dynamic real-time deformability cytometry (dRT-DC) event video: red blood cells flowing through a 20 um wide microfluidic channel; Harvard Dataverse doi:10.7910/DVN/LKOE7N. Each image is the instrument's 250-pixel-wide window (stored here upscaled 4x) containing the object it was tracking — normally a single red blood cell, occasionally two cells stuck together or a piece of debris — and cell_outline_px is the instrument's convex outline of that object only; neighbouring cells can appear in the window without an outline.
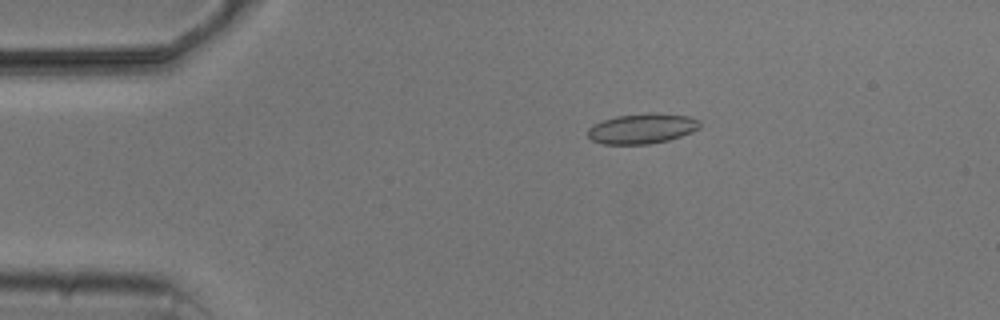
{"species": "common noctule bat (a hibernating species)", "species_latin": "Nyctalus noctula", "temperature_condition": "cold", "stored_images_in_passage": 6, "camera_frame_rate_fps": 3000, "um_per_image_px": 0.085, "animal": {"sex": "male", "body_mass_g": 20.5, "forearm_length_mm": 52.5}, "frame": {"image": 1, "passage_image": 3, "time_ms": 2.333, "image_size_px": [1000, 320], "cell_outline_px": [[700, 128], [692, 132], [668, 140], [648, 144], [604, 144], [592, 140], [588, 136], [588, 128], [592, 124], [616, 116], [648, 112], [652, 112], [688, 116], [700, 120]], "centroid_in_image_um": [54.58, 10.92], "position_along_channel_um": 30.4, "area_um2": 19.77}}
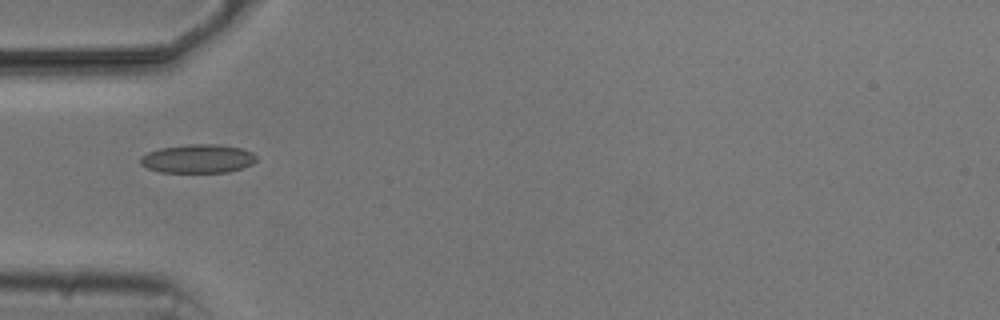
{"frame": {"image": 2, "passage_image": 5, "time_ms": 4.667, "image_size_px": [1000, 320], "cell_outline_px": [[256, 160], [252, 164], [244, 168], [228, 172], [160, 172], [148, 168], [140, 164], [140, 156], [148, 152], [160, 148], [188, 144], [220, 144], [240, 148], [252, 152], [256, 156]], "centroid_in_image_um": [16.82, 13.48], "position_along_channel_um": 68.2, "area_um2": 19.48}}
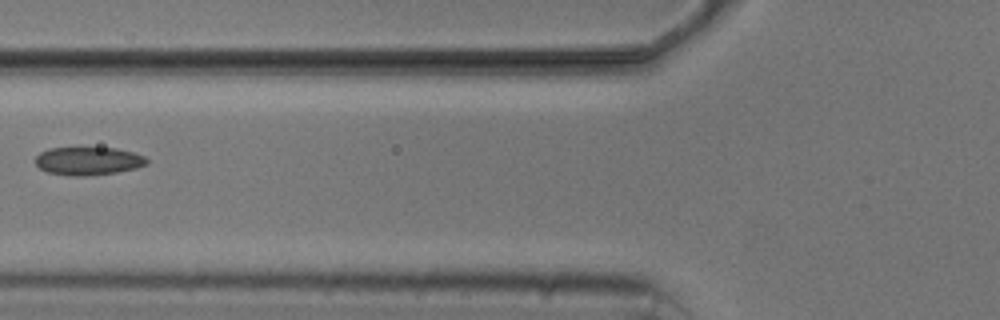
{"frame": {"image": 3, "passage_image": 6, "time_ms": 6.0, "image_size_px": [1000, 320], "cell_outline_px": [[148, 164], [136, 168], [116, 172], [88, 176], [72, 176], [48, 172], [40, 168], [36, 164], [36, 156], [40, 152], [48, 148], [116, 148], [132, 152], [144, 156], [148, 160]], "centroid_in_image_um": [7.5, 13.68], "position_along_channel_um": 118.3, "area_um2": 18.21}}